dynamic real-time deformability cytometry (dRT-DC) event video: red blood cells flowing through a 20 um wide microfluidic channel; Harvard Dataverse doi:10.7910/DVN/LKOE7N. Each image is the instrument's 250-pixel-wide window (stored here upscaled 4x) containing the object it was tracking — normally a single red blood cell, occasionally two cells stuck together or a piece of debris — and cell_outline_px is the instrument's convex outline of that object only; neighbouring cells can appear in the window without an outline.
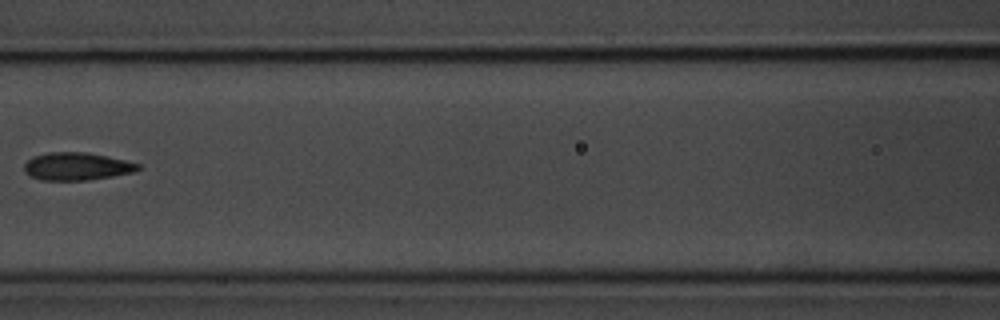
{"species": "common noctule bat (a hibernating species)", "species_latin": "Nyctalus noctula", "temperature_condition": "room temperature", "stored_images_in_passage": 7, "camera_frame_rate_fps": 3000, "um_per_image_px": 0.085, "animal": {"sex": "male", "body_mass_g": 20.1, "forearm_length_mm": 53.5}, "frame": {"image": 1, "passage_image": 6, "time_ms": 6.0, "image_size_px": [1000, 320], "cell_outline_px": [[140, 168], [132, 172], [112, 176], [88, 180], [44, 180], [28, 176], [24, 172], [24, 164], [28, 160], [36, 156], [48, 152], [88, 152], [108, 156], [140, 164]], "centroid_in_image_um": [6.5, 14.14], "position_along_channel_um": 160.1, "area_um2": 18.32}}
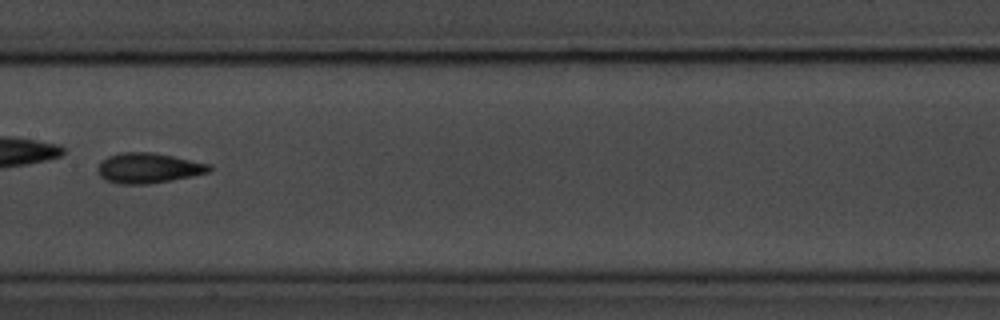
{"frame": {"image": 2, "passage_image": 7, "time_ms": 7.0, "image_size_px": [1000, 320], "cell_outline_px": [[212, 168], [208, 172], [192, 176], [172, 180], [148, 184], [120, 184], [104, 180], [96, 172], [100, 164], [108, 156], [120, 152], [152, 152], [212, 164]], "centroid_in_image_um": [12.61, 14.29], "position_along_channel_um": 194.8, "area_um2": 19.65}}